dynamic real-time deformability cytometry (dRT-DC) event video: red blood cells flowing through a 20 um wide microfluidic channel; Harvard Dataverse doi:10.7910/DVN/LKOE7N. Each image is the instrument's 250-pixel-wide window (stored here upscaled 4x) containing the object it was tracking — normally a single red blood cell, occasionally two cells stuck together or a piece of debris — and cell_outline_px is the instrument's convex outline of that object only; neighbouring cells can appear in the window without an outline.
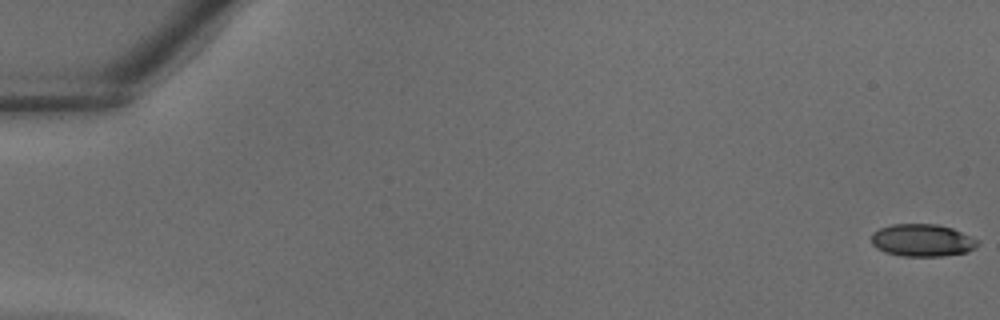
{"species": "common noctule bat (a hibernating species)", "species_latin": "Nyctalus noctula", "temperature_condition": "warm", "stored_images_in_passage": 39, "camera_frame_rate_fps": 3000, "um_per_image_px": 0.085, "animal": {"sex": "male", "body_mass_g": 18.8}, "frame": {"image": 1, "passage_image": 1, "time_ms": 0.0, "image_size_px": [1000, 320], "cell_outline_px": [[980, 244], [976, 248], [968, 252], [944, 256], [900, 256], [884, 252], [876, 248], [872, 244], [872, 232], [880, 228], [892, 224], [936, 224], [952, 228], [980, 240]], "centroid_in_image_um": [78.42, 20.43], "position_along_channel_um": 6.6, "area_um2": 20.35}}
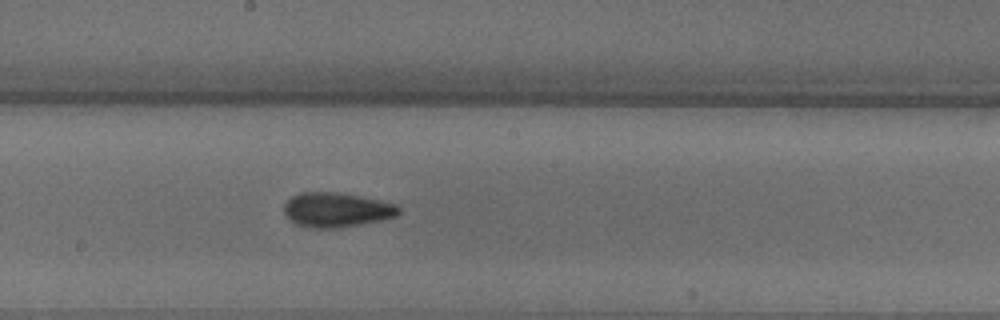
{"frame": {"image": 2, "passage_image": 22, "time_ms": 7.0, "image_size_px": [1000, 320], "cell_outline_px": [[400, 212], [396, 216], [380, 220], [360, 224], [336, 228], [316, 228], [296, 224], [288, 220], [284, 212], [284, 204], [292, 196], [300, 192], [336, 192], [360, 196], [400, 204]], "centroid_in_image_um": [28.61, 17.83], "position_along_channel_um": 219.6, "area_um2": 23.18}}
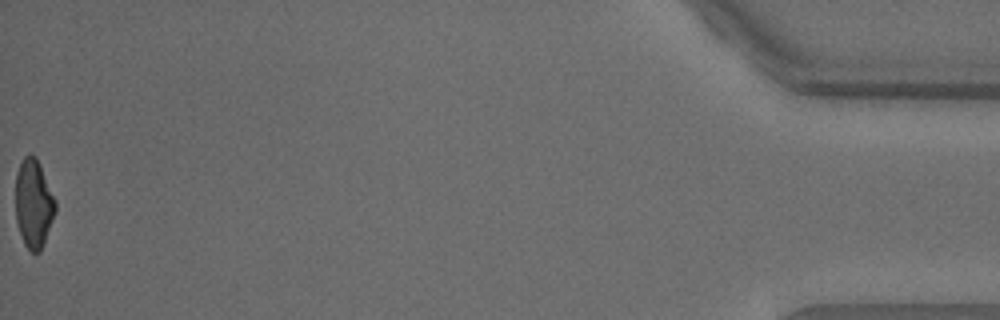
{"frame": {"image": 3, "passage_image": 39, "time_ms": 12.667, "image_size_px": [1000, 320], "cell_outline_px": [[56, 212], [44, 244], [40, 252], [32, 252], [24, 244], [16, 220], [16, 172], [24, 156], [36, 156], [40, 164], [56, 200]], "centroid_in_image_um": [2.87, 17.32], "position_along_channel_um": 432.3, "area_um2": 20.58}}